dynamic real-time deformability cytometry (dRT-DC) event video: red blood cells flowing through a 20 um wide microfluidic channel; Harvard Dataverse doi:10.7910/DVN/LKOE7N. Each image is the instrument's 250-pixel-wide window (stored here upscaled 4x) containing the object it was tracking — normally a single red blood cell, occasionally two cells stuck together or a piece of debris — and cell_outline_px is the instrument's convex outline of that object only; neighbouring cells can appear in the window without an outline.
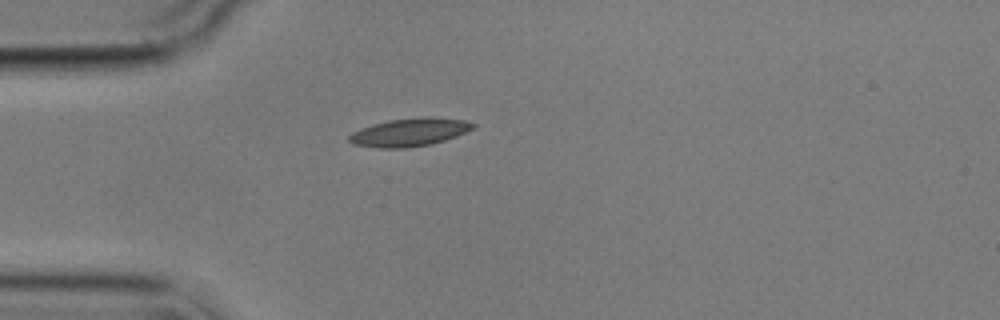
{"species": "common noctule bat (a hibernating species)", "species_latin": "Nyctalus noctula", "temperature_condition": "cold", "stored_images_in_passage": 1, "camera_frame_rate_fps": 3000, "um_per_image_px": 0.085, "animal": {"sex": "male", "body_mass_g": 17.9}, "frame": {"image": 1, "passage_image": 1, "time_ms": 0.0, "image_size_px": [1000, 320], "cell_outline_px": [[476, 124], [472, 128], [456, 136], [432, 144], [408, 148], [380, 148], [352, 144], [348, 140], [348, 136], [352, 132], [372, 124], [388, 120], [424, 116], [432, 116], [464, 120]], "centroid_in_image_um": [34.78, 11.23], "position_along_channel_um": 50.2, "area_um2": 20.35}}